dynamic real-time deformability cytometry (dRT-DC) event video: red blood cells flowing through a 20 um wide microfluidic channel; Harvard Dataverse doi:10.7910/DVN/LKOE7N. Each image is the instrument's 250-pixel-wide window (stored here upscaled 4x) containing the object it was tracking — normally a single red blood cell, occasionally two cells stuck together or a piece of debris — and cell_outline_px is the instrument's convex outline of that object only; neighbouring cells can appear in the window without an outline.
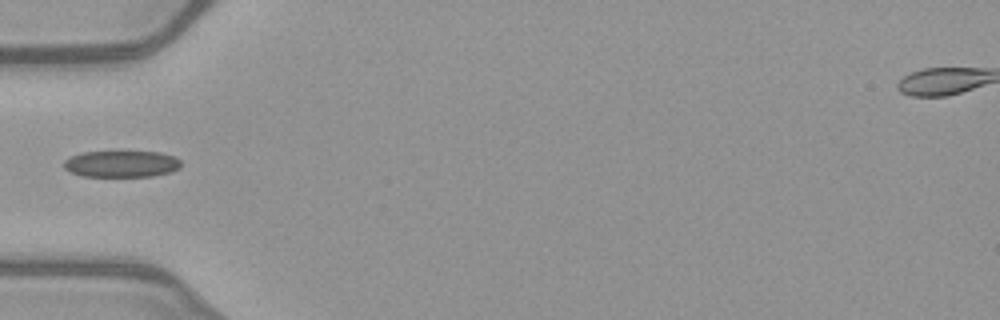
{"species": "common noctule bat (a hibernating species)", "species_latin": "Nyctalus noctula", "temperature_condition": "warm", "stored_images_in_passage": 27, "camera_frame_rate_fps": 3000, "um_per_image_px": 0.085, "animal": {"sex": "female", "body_mass_g": 21.9}, "frame": {"image": 1, "passage_image": 1, "time_ms": 0.0, "image_size_px": [1000, 320], "cell_outline_px": [[180, 168], [172, 172], [152, 176], [80, 176], [64, 168], [64, 160], [72, 156], [84, 152], [160, 152], [172, 156], [180, 160]], "centroid_in_image_um": [10.34, 13.94], "position_along_channel_um": 74.7, "area_um2": 17.98}}
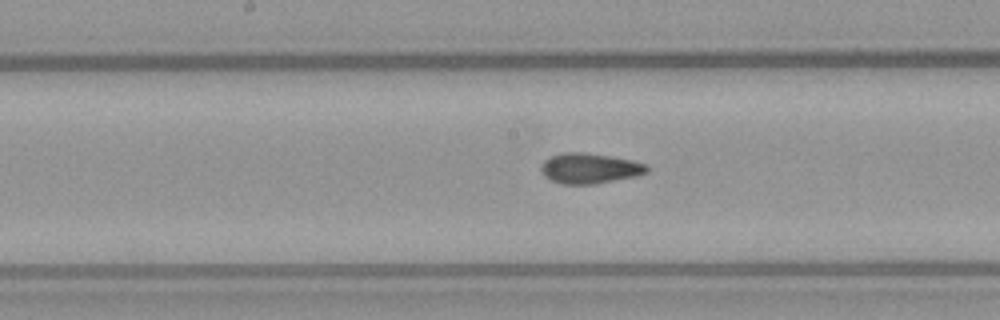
{"frame": {"image": 2, "passage_image": 10, "time_ms": 3.0, "image_size_px": [1000, 320], "cell_outline_px": [[648, 172], [640, 176], [596, 184], [560, 184], [544, 176], [540, 172], [540, 164], [544, 160], [552, 156], [564, 152], [584, 152], [632, 160], [648, 164]], "centroid_in_image_um": [50.13, 14.32], "position_along_channel_um": 198.1, "area_um2": 19.02}}
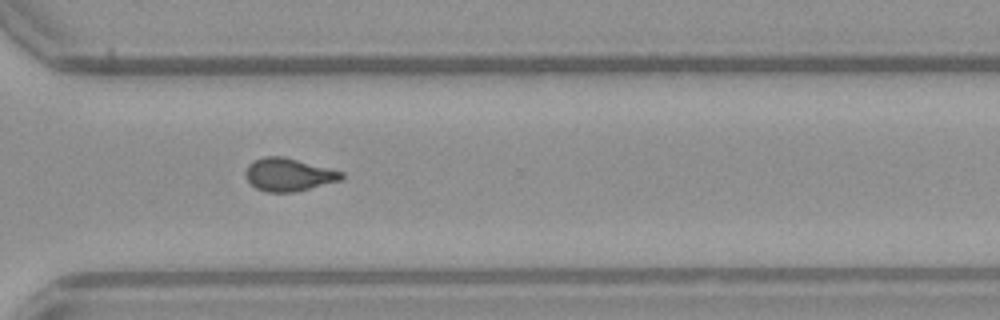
{"frame": {"image": 3, "passage_image": 21, "time_ms": 6.667, "image_size_px": [1000, 320], "cell_outline_px": [[344, 180], [292, 192], [268, 192], [256, 188], [248, 180], [244, 172], [248, 164], [252, 160], [264, 156], [284, 156], [344, 172]], "centroid_in_image_um": [24.54, 14.83], "position_along_channel_um": 346.1, "area_um2": 18.5}}